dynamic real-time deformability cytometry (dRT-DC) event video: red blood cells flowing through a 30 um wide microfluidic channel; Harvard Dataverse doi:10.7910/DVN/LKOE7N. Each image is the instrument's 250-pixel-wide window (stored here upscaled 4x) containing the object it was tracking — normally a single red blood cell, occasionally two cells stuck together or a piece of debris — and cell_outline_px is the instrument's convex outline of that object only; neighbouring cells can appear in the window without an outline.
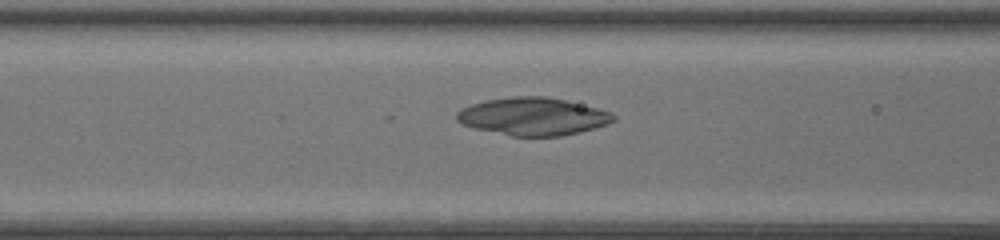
{"species": "common noctule bat (a hibernating species)", "species_latin": "Nyctalus noctula", "temperature_condition": "room temperature", "stored_images_in_passage": 50, "camera_frame_rate_fps": 3000, "um_per_image_px": 0.085, "animal": {"sex": "female", "body_mass_g": 20.0, "forearm_length_mm": 54.0}, "frame": {"image": 1, "passage_image": 23, "time_ms": 7.333, "image_size_px": [1000, 240], "cell_outline_px": [[616, 120], [608, 124], [580, 132], [560, 136], [512, 136], [472, 128], [456, 120], [456, 112], [460, 108], [472, 104], [488, 100], [512, 96], [544, 96], [564, 100], [612, 112], [616, 116]], "centroid_in_image_um": [45.29, 9.9], "position_along_channel_um": 121.3, "area_um2": 34.39}}
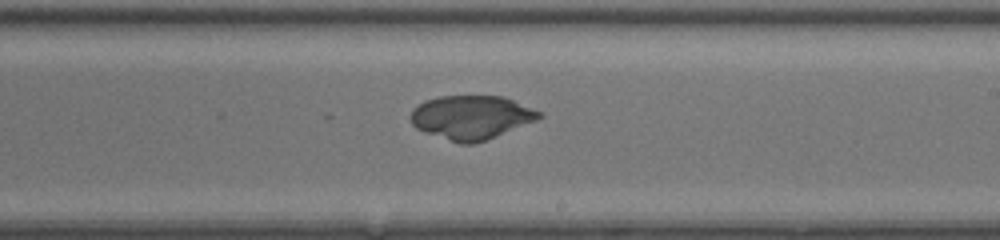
{"frame": {"image": 2, "passage_image": 32, "time_ms": 10.333, "image_size_px": [1000, 240], "cell_outline_px": [[544, 116], [536, 120], [484, 140], [472, 144], [460, 144], [424, 132], [416, 128], [412, 124], [412, 108], [416, 104], [424, 100], [440, 96], [504, 96], [540, 112]], "centroid_in_image_um": [40.01, 9.96], "position_along_channel_um": 249.0, "area_um2": 32.48}}
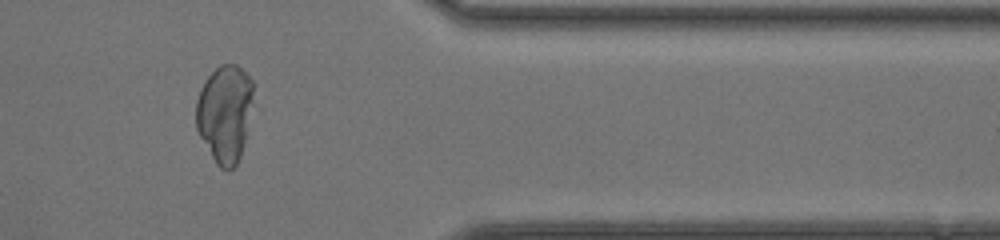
{"frame": {"image": 3, "passage_image": 43, "time_ms": 14.0, "image_size_px": [1000, 240], "cell_outline_px": [[252, 108], [240, 156], [236, 164], [228, 172], [220, 168], [216, 164], [200, 136], [196, 128], [196, 100], [200, 88], [204, 80], [220, 64], [236, 64], [252, 80]], "centroid_in_image_um": [19.08, 9.64], "position_along_channel_um": 392.3, "area_um2": 32.37}}